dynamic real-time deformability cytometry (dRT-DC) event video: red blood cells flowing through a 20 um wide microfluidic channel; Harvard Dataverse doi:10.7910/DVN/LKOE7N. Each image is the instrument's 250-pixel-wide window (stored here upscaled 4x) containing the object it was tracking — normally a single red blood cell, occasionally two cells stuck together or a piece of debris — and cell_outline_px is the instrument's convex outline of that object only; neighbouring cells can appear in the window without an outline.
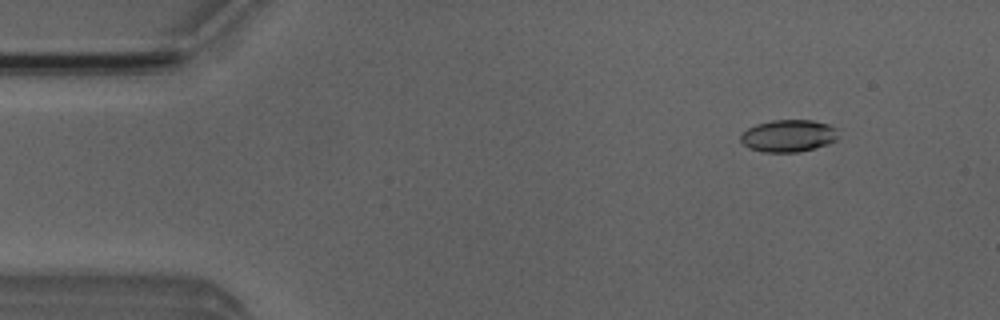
{"species": "Egyptian fruit bat (a non-hibernating species)", "species_latin": "Rousettus aegyptiacus", "temperature_condition": "room temperature", "stored_images_in_passage": 8, "camera_frame_rate_fps": 3000, "um_per_image_px": 0.085, "animal": {"sex": "male"}, "frame": {"image": 1, "passage_image": 2, "time_ms": 1.333, "image_size_px": [1000, 320], "cell_outline_px": [[836, 140], [828, 144], [816, 148], [800, 152], [764, 152], [748, 148], [740, 140], [740, 136], [748, 128], [756, 124], [772, 120], [812, 120], [828, 124], [836, 128]], "centroid_in_image_um": [67.01, 11.55], "position_along_channel_um": 18.0, "area_um2": 18.32}}
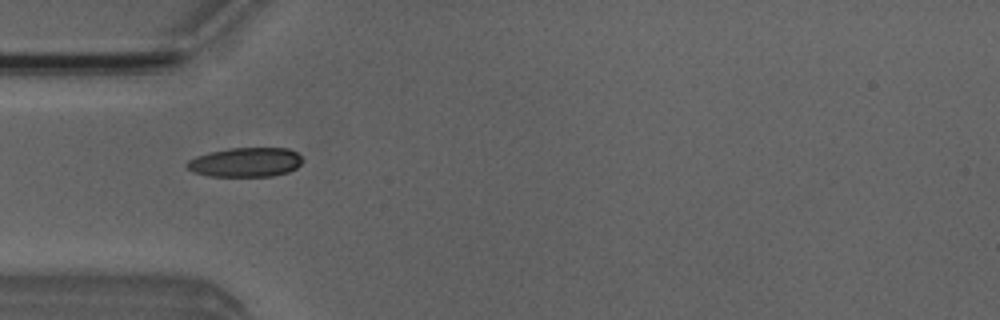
{"frame": {"image": 2, "passage_image": 5, "time_ms": 4.667, "image_size_px": [1000, 320], "cell_outline_px": [[304, 160], [296, 168], [288, 172], [272, 176], [208, 176], [192, 172], [184, 164], [188, 160], [196, 156], [228, 148], [288, 148], [296, 152]], "centroid_in_image_um": [20.86, 13.79], "position_along_channel_um": 64.1, "area_um2": 19.83}}
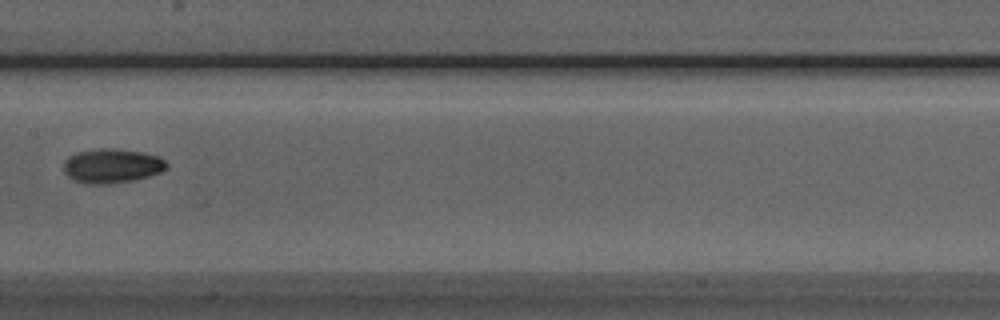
{"frame": {"image": 3, "passage_image": 8, "time_ms": 8.0, "image_size_px": [1000, 320], "cell_outline_px": [[168, 168], [160, 172], [148, 176], [132, 180], [108, 184], [88, 184], [76, 180], [68, 176], [64, 172], [64, 160], [68, 156], [76, 152], [100, 148], [112, 148], [144, 152], [160, 156], [168, 164]], "centroid_in_image_um": [9.52, 14.08], "position_along_channel_um": 197.9, "area_um2": 20.69}}